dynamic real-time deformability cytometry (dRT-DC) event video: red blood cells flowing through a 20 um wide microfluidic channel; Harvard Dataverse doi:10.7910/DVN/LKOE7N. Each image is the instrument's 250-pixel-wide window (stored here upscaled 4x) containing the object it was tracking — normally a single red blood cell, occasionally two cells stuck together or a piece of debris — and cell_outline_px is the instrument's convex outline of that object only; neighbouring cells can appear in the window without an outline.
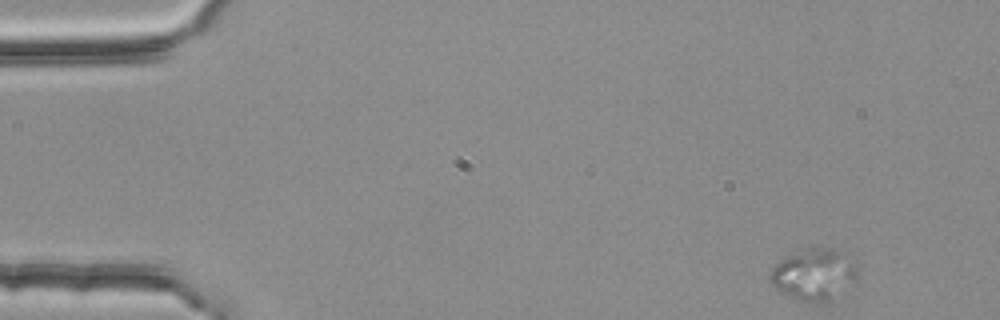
{"species": "common noctule bat (a hibernating species)", "species_latin": "Nyctalus noctula", "temperature_condition": "room temperature", "stored_images_in_passage": 3, "camera_frame_rate_fps": 3000, "um_per_image_px": 0.085, "animal": {"sex": "female", "body_mass_g": 25.1}, "frame": {"image": 1, "passage_image": 1, "time_ms": 0.0, "image_size_px": [1000, 320], "cell_outline_px": [[856, 280], [832, 304], [804, 304], [776, 288], [768, 280], [768, 276], [772, 268], [780, 260], [792, 252], [800, 248], [836, 248], [856, 256]], "centroid_in_image_um": [69.26, 23.35], "position_along_channel_um": 15.7, "area_um2": 27.74}}
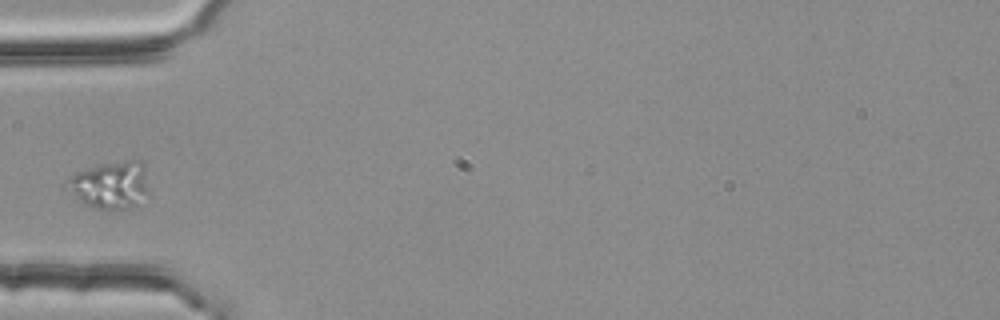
{"frame": {"image": 2, "passage_image": 3, "time_ms": 0.667, "image_size_px": [1000, 320], "cell_outline_px": [[148, 192], [140, 208], [112, 212], [108, 212], [84, 204], [60, 192], [60, 184], [76, 172], [100, 164], [124, 160], [140, 160], [144, 164]], "centroid_in_image_um": [9.28, 15.8], "position_along_channel_um": 75.7, "area_um2": 24.45}}